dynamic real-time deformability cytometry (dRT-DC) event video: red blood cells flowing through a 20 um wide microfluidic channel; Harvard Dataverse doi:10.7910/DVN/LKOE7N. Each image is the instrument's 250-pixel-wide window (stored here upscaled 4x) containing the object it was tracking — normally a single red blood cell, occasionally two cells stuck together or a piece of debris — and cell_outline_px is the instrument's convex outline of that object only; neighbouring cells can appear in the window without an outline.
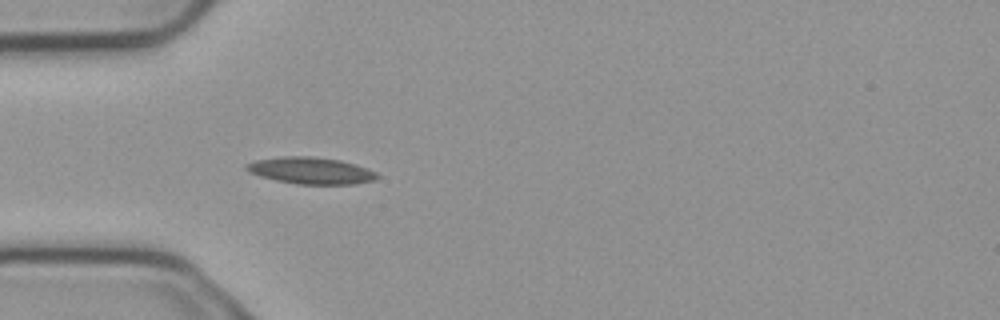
{"species": "common noctule bat (a hibernating species)", "species_latin": "Nyctalus noctula", "temperature_condition": "cold", "stored_images_in_passage": 4, "camera_frame_rate_fps": 3000, "um_per_image_px": 0.085, "animal": {"sex": "male", "body_mass_g": 23.1, "forearm_length_mm": 52.7}, "frame": {"image": 1, "passage_image": 4, "time_ms": 1.0, "image_size_px": [1000, 320], "cell_outline_px": [[380, 176], [376, 180], [356, 184], [296, 184], [276, 180], [260, 176], [248, 172], [244, 168], [244, 164], [256, 160], [280, 156], [312, 156], [340, 160], [356, 164], [368, 168], [376, 172]], "centroid_in_image_um": [26.43, 14.5], "position_along_channel_um": 58.6, "area_um2": 20.63}}